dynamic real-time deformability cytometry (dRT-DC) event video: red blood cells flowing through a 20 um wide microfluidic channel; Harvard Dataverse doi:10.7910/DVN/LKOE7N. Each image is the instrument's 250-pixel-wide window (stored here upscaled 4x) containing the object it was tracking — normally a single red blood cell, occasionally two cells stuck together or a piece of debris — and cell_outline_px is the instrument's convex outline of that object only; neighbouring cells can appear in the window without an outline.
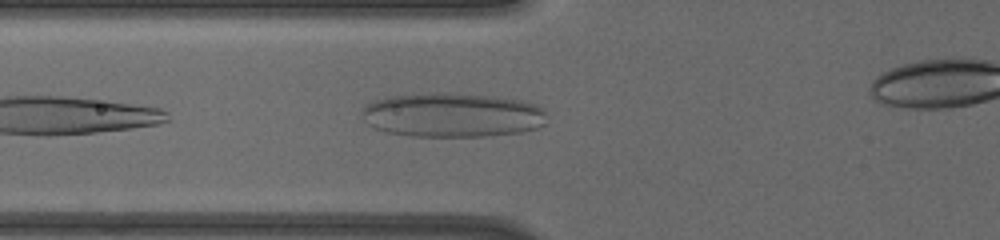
{"species": "human", "species_latin": "Homo sapiens", "temperature_condition": "cold", "stored_images_in_passage": 21, "camera_frame_rate_fps": 3000, "um_per_image_px": 0.085, "donor": {"sex": "male"}, "frame": {"image": 1, "passage_image": 3, "time_ms": 0.667, "image_size_px": [1000, 240], "cell_outline_px": [[544, 124], [536, 128], [520, 132], [484, 136], [412, 136], [388, 132], [376, 128], [368, 124], [364, 112], [364, 108], [368, 104], [376, 100], [392, 96], [500, 96], [524, 100], [536, 104], [544, 108]], "centroid_in_image_um": [38.56, 9.82], "position_along_channel_um": 87.2, "area_um2": 45.95}}
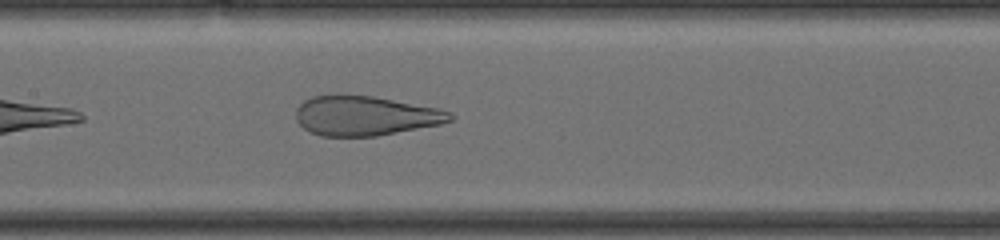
{"frame": {"image": 2, "passage_image": 12, "time_ms": 3.0, "image_size_px": [1000, 240], "cell_outline_px": [[456, 116], [452, 120], [440, 124], [376, 136], [320, 136], [308, 132], [296, 120], [296, 108], [304, 100], [312, 96], [372, 96], [440, 108], [452, 112]], "centroid_in_image_um": [31.07, 9.85], "position_along_channel_um": 176.3, "area_um2": 35.43}}